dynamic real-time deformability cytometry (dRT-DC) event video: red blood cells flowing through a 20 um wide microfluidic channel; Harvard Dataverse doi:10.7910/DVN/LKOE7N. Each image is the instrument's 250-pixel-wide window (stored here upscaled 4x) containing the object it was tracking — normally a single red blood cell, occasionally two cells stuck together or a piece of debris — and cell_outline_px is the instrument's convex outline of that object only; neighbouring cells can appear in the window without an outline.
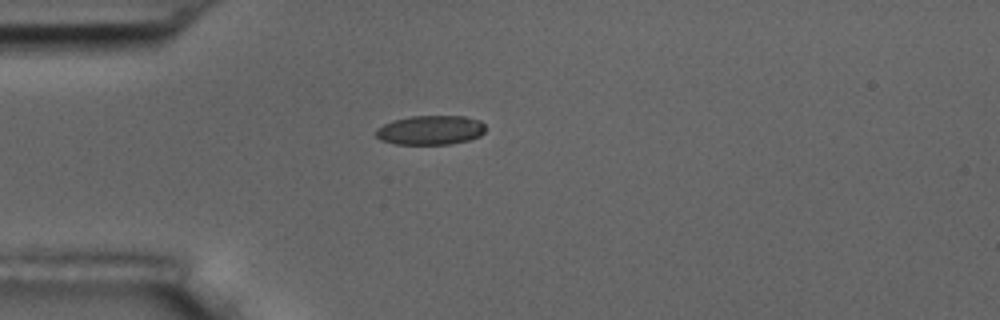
{"species": "common noctule bat (a hibernating species)", "species_latin": "Nyctalus noctula", "temperature_condition": "room temperature", "stored_images_in_passage": 1, "camera_frame_rate_fps": 3000, "um_per_image_px": 0.085, "animal": {"sex": "male", "body_mass_g": 17.5, "forearm_length_mm": 52.3}, "frame": {"image": 1, "passage_image": 1, "time_ms": 0.0, "image_size_px": [1000, 320], "cell_outline_px": [[484, 132], [480, 136], [468, 140], [448, 144], [396, 144], [380, 140], [376, 136], [376, 128], [392, 120], [412, 116], [464, 116], [480, 120], [484, 124]], "centroid_in_image_um": [36.57, 11.05], "position_along_channel_um": 48.4, "area_um2": 18.73}}